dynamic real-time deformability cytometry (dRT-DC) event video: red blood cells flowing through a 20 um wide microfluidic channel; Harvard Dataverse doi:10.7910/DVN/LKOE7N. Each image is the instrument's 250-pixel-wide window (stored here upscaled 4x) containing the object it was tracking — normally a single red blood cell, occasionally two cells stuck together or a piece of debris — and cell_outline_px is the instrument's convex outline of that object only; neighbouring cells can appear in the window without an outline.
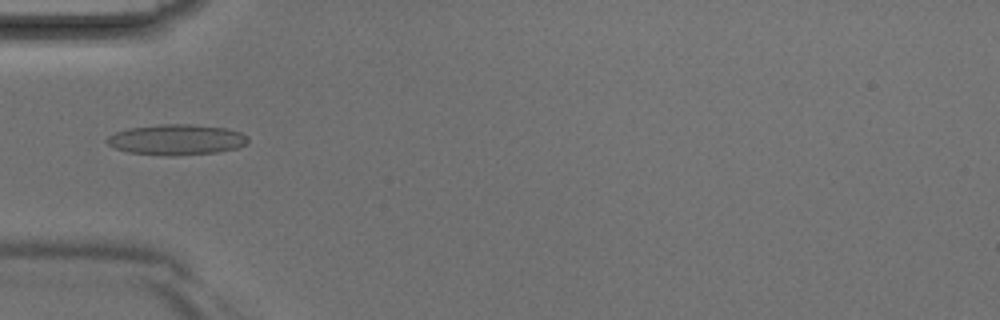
{"species": "Egyptian fruit bat (a non-hibernating species)", "species_latin": "Rousettus aegyptiacus", "temperature_condition": "room temperature", "stored_images_in_passage": 3, "camera_frame_rate_fps": 3000, "um_per_image_px": 0.085, "animal": {"sex": "male"}, "frame": {"image": 1, "passage_image": 3, "time_ms": 0.667, "image_size_px": [1000, 320], "cell_outline_px": [[248, 140], [244, 144], [236, 148], [216, 152], [176, 156], [172, 156], [128, 152], [116, 148], [108, 144], [104, 140], [108, 136], [116, 132], [128, 128], [164, 124], [192, 124], [228, 128], [240, 132], [248, 136]], "centroid_in_image_um": [15.0, 11.86], "position_along_channel_um": 70.0, "area_um2": 25.09}}